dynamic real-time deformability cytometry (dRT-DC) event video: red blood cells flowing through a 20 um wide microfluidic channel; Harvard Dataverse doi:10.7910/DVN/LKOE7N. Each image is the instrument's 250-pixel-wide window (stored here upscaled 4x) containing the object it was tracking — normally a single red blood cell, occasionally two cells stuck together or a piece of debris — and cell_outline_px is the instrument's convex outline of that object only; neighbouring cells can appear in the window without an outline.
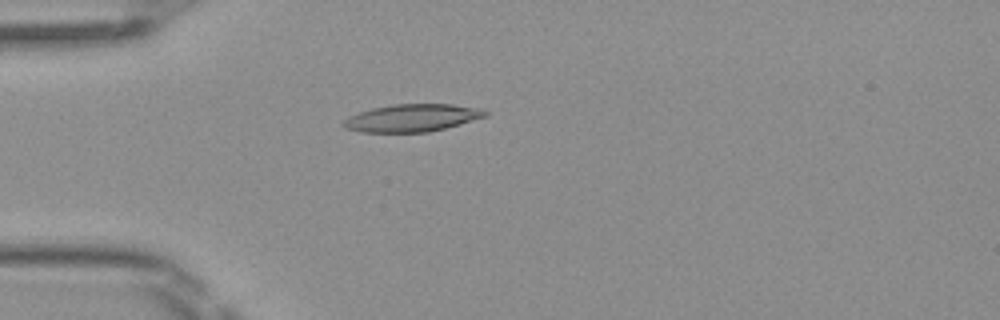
{"species": "Egyptian fruit bat (a non-hibernating species)", "species_latin": "Rousettus aegyptiacus", "temperature_condition": "room temperature", "stored_images_in_passage": 4, "camera_frame_rate_fps": 3000, "um_per_image_px": 0.085, "frame": {"image": 1, "passage_image": 4, "time_ms": 1.0, "image_size_px": [1000, 320], "cell_outline_px": [[488, 116], [460, 124], [428, 132], [360, 132], [348, 128], [340, 124], [348, 116], [372, 108], [392, 104], [452, 104], [480, 108], [488, 112]], "centroid_in_image_um": [35.04, 10.02], "position_along_channel_um": 50.0, "area_um2": 22.72}}